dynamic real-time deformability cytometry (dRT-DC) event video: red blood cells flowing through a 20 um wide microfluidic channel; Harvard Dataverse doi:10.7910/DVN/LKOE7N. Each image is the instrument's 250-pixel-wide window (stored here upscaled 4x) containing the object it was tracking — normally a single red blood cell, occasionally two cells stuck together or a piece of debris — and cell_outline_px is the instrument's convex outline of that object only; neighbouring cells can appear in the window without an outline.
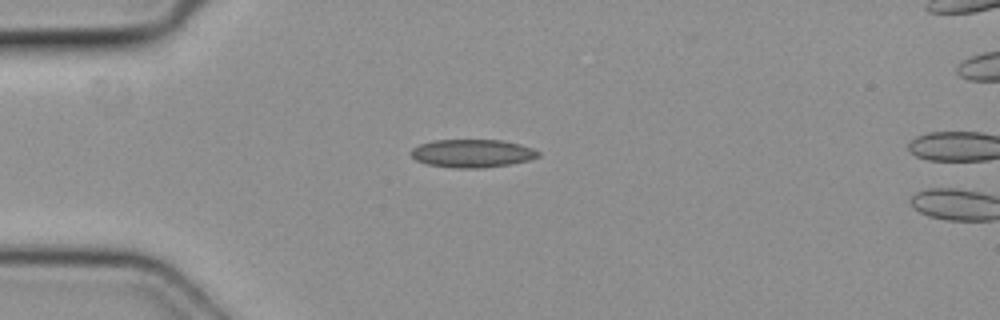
{"species": "common noctule bat (a hibernating species)", "species_latin": "Nyctalus noctula", "temperature_condition": "cold", "stored_images_in_passage": 2, "camera_frame_rate_fps": 3000, "um_per_image_px": 0.085, "animal": {"sex": "female", "body_mass_g": 19.3, "forearm_length_mm": 54.1}, "frame": {"image": 1, "passage_image": 1, "time_ms": 0.0, "image_size_px": [1000, 320], "cell_outline_px": [[540, 156], [528, 160], [508, 164], [480, 168], [456, 168], [424, 164], [416, 160], [408, 152], [412, 148], [420, 144], [432, 140], [504, 140], [520, 144], [532, 148], [540, 152]], "centroid_in_image_um": [40.1, 13.03], "position_along_channel_um": 44.9, "area_um2": 20.92}}